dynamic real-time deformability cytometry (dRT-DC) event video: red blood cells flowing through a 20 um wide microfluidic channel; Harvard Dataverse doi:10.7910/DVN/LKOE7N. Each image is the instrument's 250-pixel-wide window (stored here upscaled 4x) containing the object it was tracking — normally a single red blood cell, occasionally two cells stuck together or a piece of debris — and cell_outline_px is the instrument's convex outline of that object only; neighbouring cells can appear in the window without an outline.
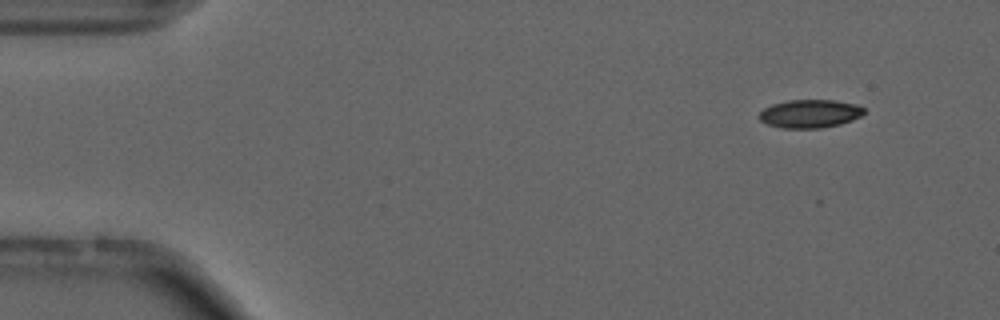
{"species": "common noctule bat (a hibernating species)", "species_latin": "Nyctalus noctula", "temperature_condition": "cold", "stored_images_in_passage": 26, "camera_frame_rate_fps": 3000, "um_per_image_px": 0.085, "animal": {"sex": "male", "forearm_length_mm": 52.5}, "frame": {"image": 1, "passage_image": 5, "time_ms": 1.333, "image_size_px": [1000, 320], "cell_outline_px": [[864, 112], [860, 116], [852, 120], [840, 124], [820, 128], [780, 128], [768, 124], [760, 120], [756, 116], [764, 108], [772, 104], [788, 100], [836, 100], [856, 104], [864, 108]], "centroid_in_image_um": [68.81, 9.66], "position_along_channel_um": 16.2, "area_um2": 17.34}}
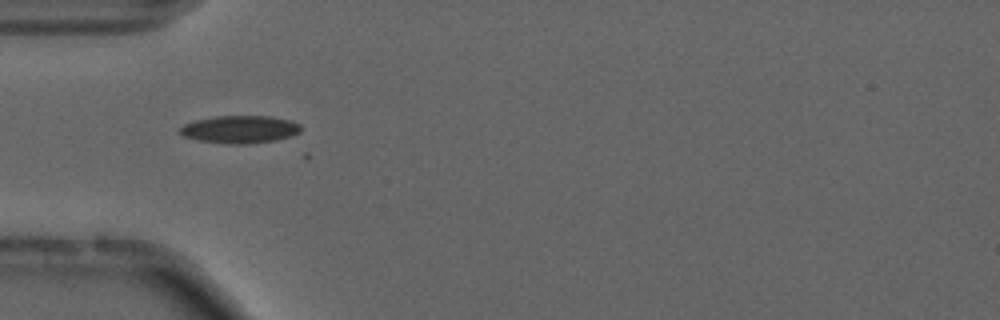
{"frame": {"image": 2, "passage_image": 17, "time_ms": 5.333, "image_size_px": [1000, 320], "cell_outline_px": [[300, 132], [292, 136], [276, 140], [252, 144], [224, 144], [200, 140], [180, 136], [176, 132], [184, 124], [196, 120], [216, 116], [268, 116], [292, 120], [300, 124]], "centroid_in_image_um": [20.37, 11.0], "position_along_channel_um": 64.6, "area_um2": 19.77}}